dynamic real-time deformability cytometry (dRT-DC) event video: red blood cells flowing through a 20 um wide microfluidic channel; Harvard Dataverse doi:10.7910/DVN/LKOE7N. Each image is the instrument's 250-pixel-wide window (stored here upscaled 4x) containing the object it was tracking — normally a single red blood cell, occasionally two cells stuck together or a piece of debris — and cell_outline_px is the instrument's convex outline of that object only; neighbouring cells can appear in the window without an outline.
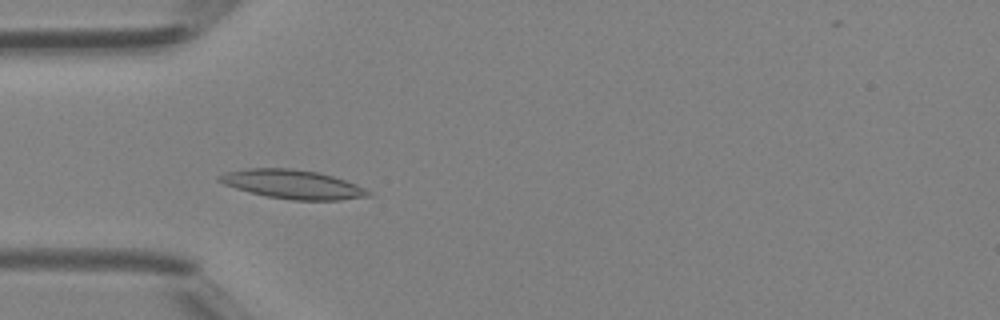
{"species": "Egyptian fruit bat (a non-hibernating species)", "species_latin": "Rousettus aegyptiacus", "temperature_condition": "room temperature", "stored_images_in_passage": 25, "camera_frame_rate_fps": 3000, "um_per_image_px": 0.085, "animal": {"sex": "female"}, "frame": {"image": 1, "passage_image": 3, "time_ms": 0.667, "image_size_px": [1000, 320], "cell_outline_px": [[372, 196], [340, 200], [292, 200], [268, 196], [236, 188], [224, 184], [216, 180], [216, 176], [224, 172], [248, 168], [292, 168], [320, 172], [356, 184], [372, 192]], "centroid_in_image_um": [24.88, 15.66], "position_along_channel_um": 60.1, "area_um2": 25.14}}
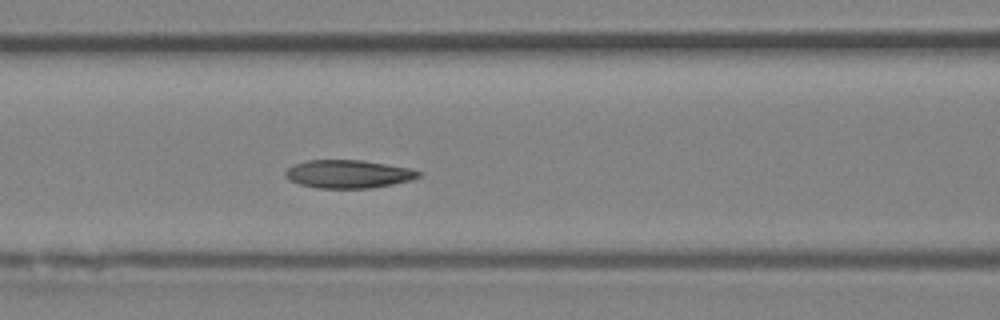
{"frame": {"image": 2, "passage_image": 8, "time_ms": 2.333, "image_size_px": [1000, 320], "cell_outline_px": [[424, 172], [420, 176], [412, 180], [372, 188], [316, 188], [300, 184], [288, 180], [284, 176], [284, 172], [292, 164], [304, 160], [364, 160], [408, 168]], "centroid_in_image_um": [29.57, 14.79], "position_along_channel_um": 137.0, "area_um2": 22.08}}
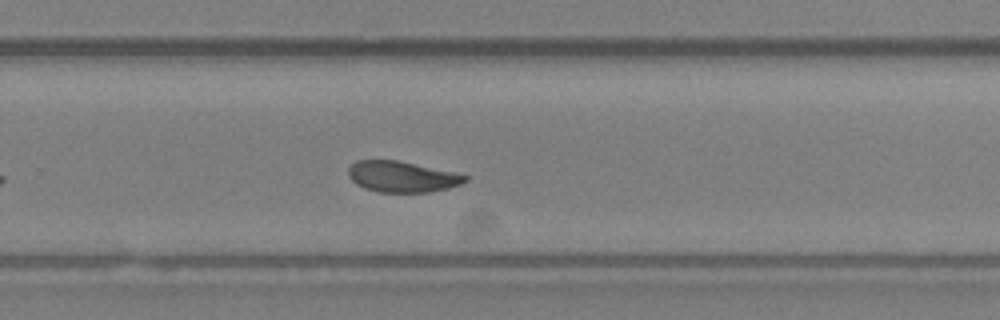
{"frame": {"image": 3, "passage_image": 18, "time_ms": 5.667, "image_size_px": [1000, 320], "cell_outline_px": [[468, 180], [460, 184], [448, 188], [428, 192], [380, 192], [364, 188], [356, 184], [348, 176], [348, 168], [356, 160], [396, 160], [456, 172], [468, 176]], "centroid_in_image_um": [34.17, 15.01], "position_along_channel_um": 295.6, "area_um2": 21.04}}